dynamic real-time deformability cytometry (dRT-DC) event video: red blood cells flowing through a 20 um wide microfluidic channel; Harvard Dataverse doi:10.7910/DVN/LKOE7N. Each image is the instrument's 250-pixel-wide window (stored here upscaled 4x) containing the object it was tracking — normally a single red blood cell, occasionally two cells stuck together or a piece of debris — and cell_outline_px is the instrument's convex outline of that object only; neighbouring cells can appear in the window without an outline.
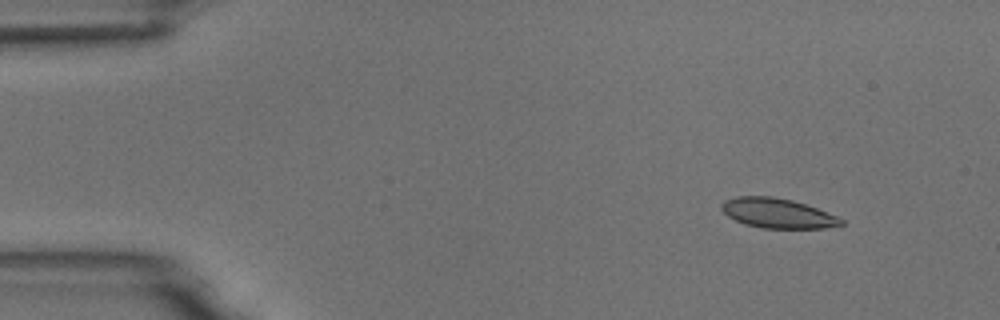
{"species": "common noctule bat (a hibernating species)", "species_latin": "Nyctalus noctula", "temperature_condition": "room temperature", "stored_images_in_passage": 4, "camera_frame_rate_fps": 3000, "um_per_image_px": 0.085, "animal": {"sex": "male", "body_mass_g": 18.8}, "frame": {"image": 1, "passage_image": 2, "time_ms": 1.0, "image_size_px": [1000, 320], "cell_outline_px": [[844, 224], [824, 228], [760, 228], [744, 224], [728, 216], [720, 208], [720, 204], [724, 200], [736, 196], [772, 196], [792, 200], [816, 208], [836, 216], [844, 220]], "centroid_in_image_um": [66.05, 18.12], "position_along_channel_um": 19.0, "area_um2": 20.69}}